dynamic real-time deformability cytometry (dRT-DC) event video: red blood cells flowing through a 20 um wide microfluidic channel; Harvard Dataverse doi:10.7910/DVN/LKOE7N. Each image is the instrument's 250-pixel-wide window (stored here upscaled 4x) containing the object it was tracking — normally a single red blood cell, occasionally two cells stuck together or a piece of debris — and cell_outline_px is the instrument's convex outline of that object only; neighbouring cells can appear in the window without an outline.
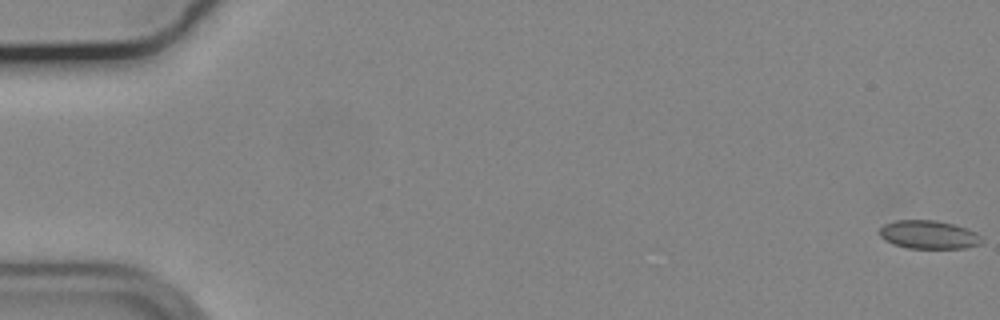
{"species": "common noctule bat (a hibernating species)", "species_latin": "Nyctalus noctula", "temperature_condition": "cold", "stored_images_in_passage": 58, "camera_frame_rate_fps": 3000, "um_per_image_px": 0.085, "animal": {"sex": "male", "body_mass_g": 19.2, "forearm_length_mm": 51.8}, "frame": {"image": 1, "passage_image": 1, "time_ms": 0.0, "image_size_px": [1000, 320], "cell_outline_px": [[984, 240], [980, 244], [964, 248], [908, 248], [892, 244], [884, 240], [880, 236], [880, 228], [884, 224], [896, 220], [936, 220], [968, 228], [976, 232]], "centroid_in_image_um": [78.94, 19.95], "position_along_channel_um": 6.1, "area_um2": 16.99}}
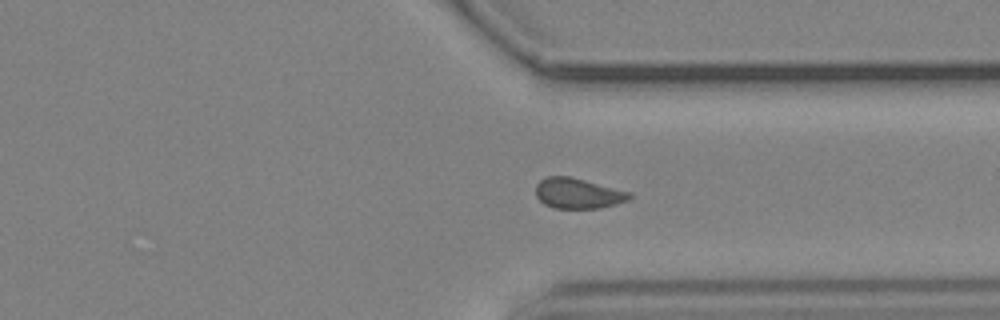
{"frame": {"image": 2, "passage_image": 43, "time_ms": 14.0, "image_size_px": [1000, 320], "cell_outline_px": [[632, 196], [616, 204], [600, 208], [552, 208], [544, 204], [536, 196], [536, 184], [540, 180], [548, 176], [568, 176], [584, 180], [628, 192]], "centroid_in_image_um": [49.05, 16.44], "position_along_channel_um": 362.4, "area_um2": 16.24}}
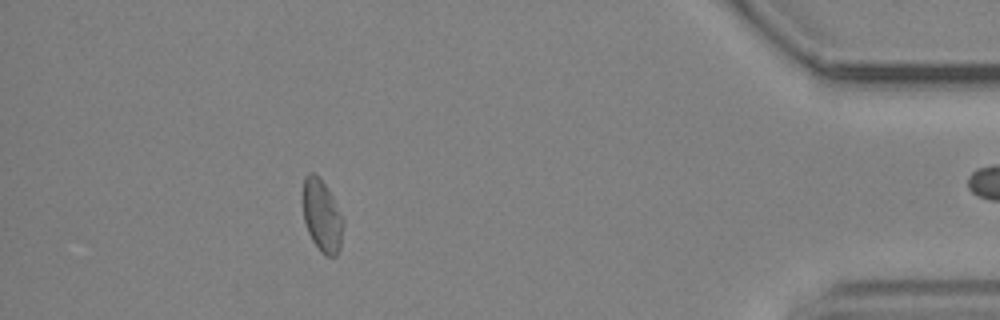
{"frame": {"image": 3, "passage_image": 51, "time_ms": 16.667, "image_size_px": [1000, 320], "cell_outline_px": [[344, 224], [340, 248], [336, 256], [328, 256], [320, 252], [312, 240], [308, 232], [304, 220], [304, 176], [308, 172], [316, 172], [320, 176], [344, 216]], "centroid_in_image_um": [27.4, 18.33], "position_along_channel_um": 407.8, "area_um2": 17.17}, "authors_computed_cell_mechanics": {"area_um2": 16.8776, "velocity_mm_per_s": 3.6833, "shape_relaxation_time_tau1_ms": null, "shape_relaxation_time_tau2_ms": 3.3472, "deformation_change_tau1": null, "deformation_change_tau2": 0.0546}}